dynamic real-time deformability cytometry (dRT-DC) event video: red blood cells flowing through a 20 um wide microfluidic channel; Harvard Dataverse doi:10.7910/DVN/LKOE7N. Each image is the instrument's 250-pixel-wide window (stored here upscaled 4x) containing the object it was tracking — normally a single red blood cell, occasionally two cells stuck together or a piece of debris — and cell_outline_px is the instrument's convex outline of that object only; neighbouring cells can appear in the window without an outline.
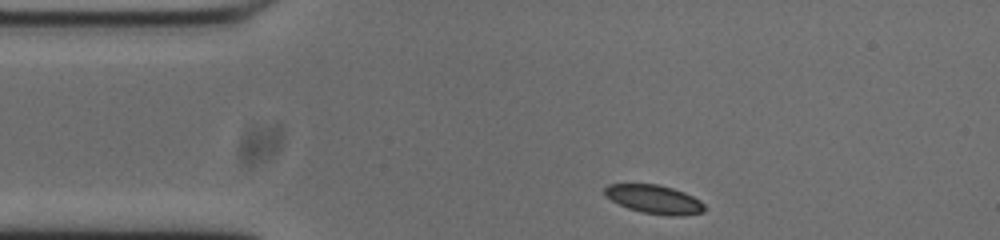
{"species": "common noctule bat (a hibernating species)", "species_latin": "Nyctalus noctula", "temperature_condition": "cold", "stored_images_in_passage": 46, "camera_frame_rate_fps": 3000, "um_per_image_px": 0.085, "animal": {"sex": "male", "body_mass_g": 20.0, "forearm_length_mm": 53.3}, "frame": {"image": 1, "passage_image": 1, "time_ms": 0.0, "image_size_px": [1000, 240], "cell_outline_px": [[704, 212], [684, 216], [668, 216], [644, 212], [628, 208], [612, 200], [604, 192], [604, 188], [608, 184], [656, 184], [672, 188], [684, 192], [700, 200], [704, 204]], "centroid_in_image_um": [55.65, 16.95], "position_along_channel_um": 29.4, "area_um2": 16.53}}
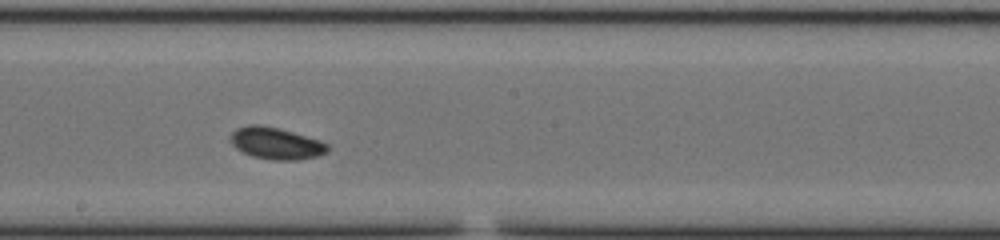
{"frame": {"image": 2, "passage_image": 20, "time_ms": 6.333, "image_size_px": [1000, 240], "cell_outline_px": [[328, 152], [316, 156], [296, 160], [272, 160], [252, 156], [236, 148], [228, 140], [232, 132], [236, 128], [248, 124], [256, 124], [276, 128], [292, 132], [320, 140], [328, 144]], "centroid_in_image_um": [23.43, 12.18], "position_along_channel_um": 224.8, "area_um2": 17.92}}
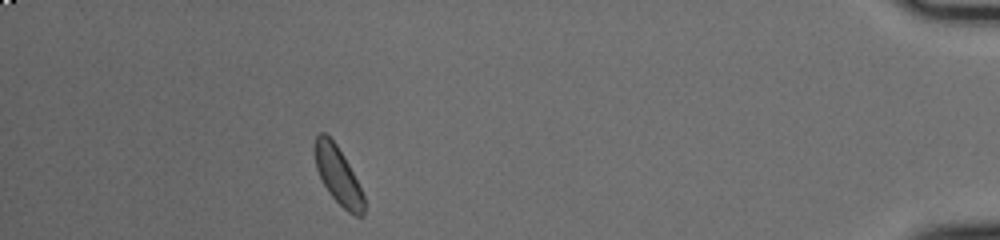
{"frame": {"image": 3, "passage_image": 40, "time_ms": 13.0, "image_size_px": [1000, 240], "cell_outline_px": [[364, 216], [356, 216], [348, 212], [328, 192], [316, 168], [312, 148], [316, 136], [320, 132], [324, 132], [336, 144], [348, 164], [364, 196]], "centroid_in_image_um": [28.69, 14.88], "position_along_channel_um": 406.5, "area_um2": 16.3}}